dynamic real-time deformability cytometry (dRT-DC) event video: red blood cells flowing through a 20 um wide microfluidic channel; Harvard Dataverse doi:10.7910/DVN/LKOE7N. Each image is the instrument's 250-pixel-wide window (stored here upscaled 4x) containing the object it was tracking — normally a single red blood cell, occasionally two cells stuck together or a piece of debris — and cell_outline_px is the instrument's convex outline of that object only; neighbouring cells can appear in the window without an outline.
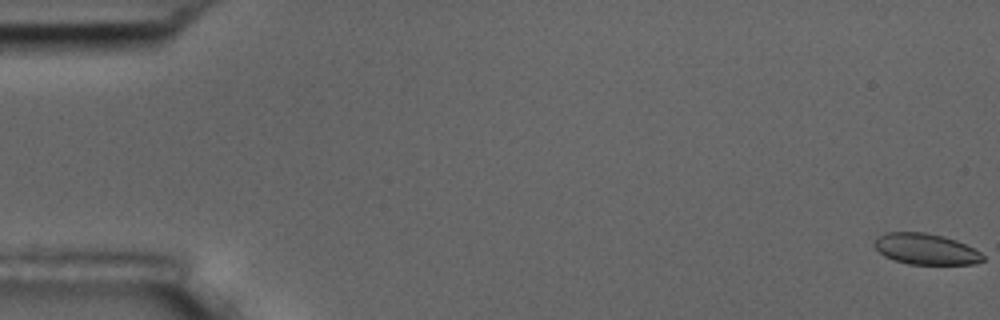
{"species": "common noctule bat (a hibernating species)", "species_latin": "Nyctalus noctula", "temperature_condition": "room temperature", "stored_images_in_passage": 15, "camera_frame_rate_fps": 3000, "um_per_image_px": 0.085, "animal": {"sex": "male", "body_mass_g": 17.5, "forearm_length_mm": 52.3}, "frame": {"image": 1, "passage_image": 1, "time_ms": 0.0, "image_size_px": [1000, 320], "cell_outline_px": [[984, 260], [976, 264], [908, 264], [884, 256], [872, 244], [876, 236], [884, 232], [924, 232], [944, 236], [956, 240], [980, 252], [984, 256]], "centroid_in_image_um": [78.66, 21.16], "position_along_channel_um": 6.3, "area_um2": 19.65}}
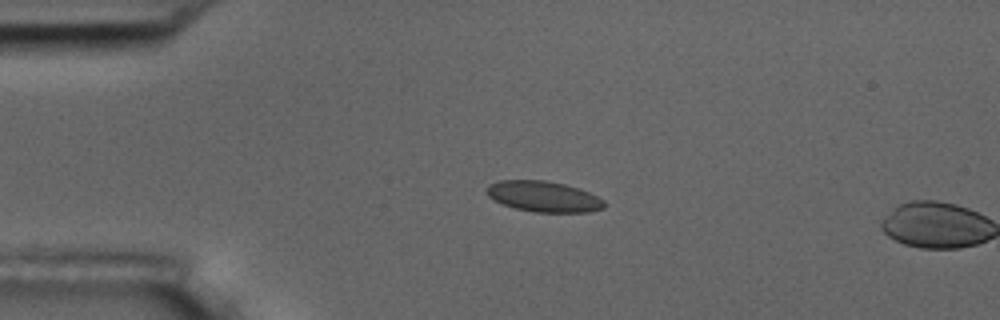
{"frame": {"image": 2, "passage_image": 14, "time_ms": 4.333, "image_size_px": [1000, 320], "cell_outline_px": [[604, 208], [588, 212], [536, 212], [516, 208], [492, 200], [484, 192], [488, 184], [500, 180], [544, 180], [564, 184], [580, 188], [604, 200]], "centroid_in_image_um": [46.17, 16.69], "position_along_channel_um": 38.8, "area_um2": 21.1}}